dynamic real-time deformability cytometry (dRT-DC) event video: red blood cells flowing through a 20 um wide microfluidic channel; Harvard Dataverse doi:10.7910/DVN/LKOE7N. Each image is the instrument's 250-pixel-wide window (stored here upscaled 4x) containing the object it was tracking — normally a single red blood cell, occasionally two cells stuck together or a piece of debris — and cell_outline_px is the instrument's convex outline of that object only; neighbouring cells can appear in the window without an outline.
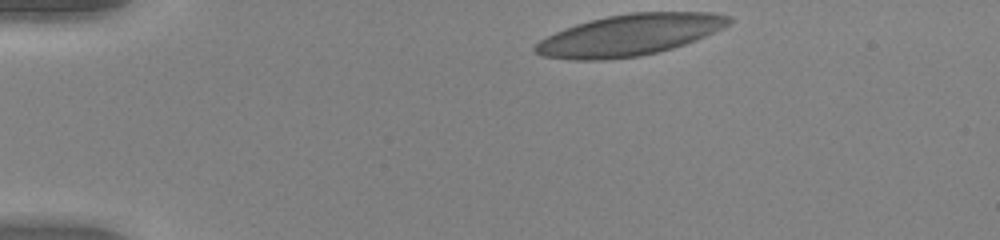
{"species": "human", "species_latin": "Homo sapiens", "temperature_condition": "warm", "stored_images_in_passage": 44, "camera_frame_rate_fps": 3000, "um_per_image_px": 0.085, "donor": {"sex": "female"}, "frame": {"image": 1, "passage_image": 1, "time_ms": 0.0, "image_size_px": [1000, 240], "cell_outline_px": [[732, 24], [724, 28], [696, 40], [672, 48], [640, 56], [604, 60], [572, 60], [540, 56], [532, 52], [532, 48], [540, 40], [556, 32], [576, 24], [588, 20], [608, 16], [632, 12], [712, 12], [732, 16]], "centroid_in_image_um": [53.52, 2.97], "position_along_channel_um": 31.5, "area_um2": 46.88}}
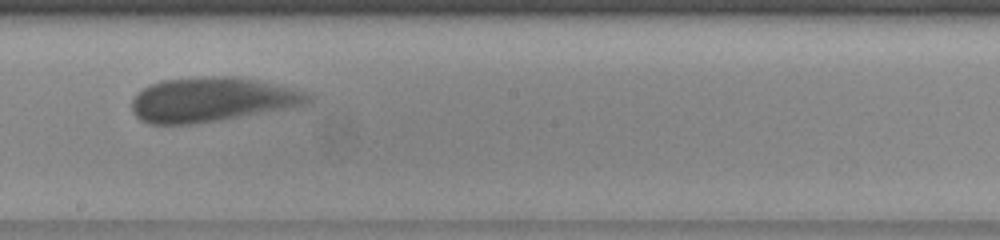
{"frame": {"image": 2, "passage_image": 22, "time_ms": 7.0, "image_size_px": [1000, 240], "cell_outline_px": [[312, 100], [308, 104], [296, 108], [224, 120], [196, 124], [148, 124], [140, 120], [132, 112], [132, 100], [148, 84], [160, 80], [212, 76], [232, 76], [256, 80], [304, 92], [312, 96]], "centroid_in_image_um": [18.03, 8.49], "position_along_channel_um": 230.2, "area_um2": 46.07}}
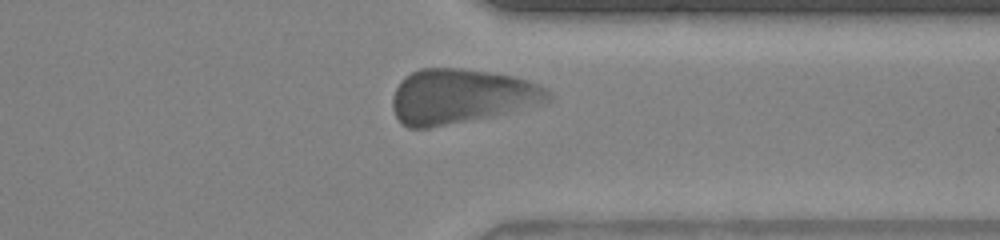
{"frame": {"image": 3, "passage_image": 33, "time_ms": 10.667, "image_size_px": [1000, 240], "cell_outline_px": [[552, 100], [492, 116], [428, 128], [408, 128], [400, 124], [392, 108], [392, 96], [396, 88], [412, 72], [420, 68], [464, 68], [512, 76], [540, 84], [552, 92]], "centroid_in_image_um": [39.19, 8.19], "position_along_channel_um": 372.2, "area_um2": 49.36}, "authors_computed_cell_mechanics": {"area_um2": 46.1822, "velocity_mm_per_s": 3.8713, "shape_relaxation_time_tau1_ms": 1.6224, "shape_relaxation_time_tau2_ms": 1.0689, "deformation_change_tau1": 0.0946, "deformation_change_tau2": 0.0803}}